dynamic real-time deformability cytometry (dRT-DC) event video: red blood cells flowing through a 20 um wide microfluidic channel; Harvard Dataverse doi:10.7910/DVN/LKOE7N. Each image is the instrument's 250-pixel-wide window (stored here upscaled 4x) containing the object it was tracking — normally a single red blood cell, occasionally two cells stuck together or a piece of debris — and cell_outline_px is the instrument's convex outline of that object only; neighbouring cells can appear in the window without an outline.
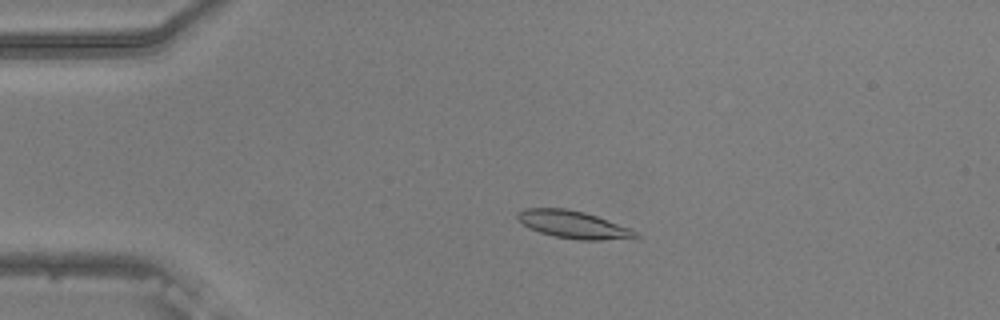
{"species": "common noctule bat (a hibernating species)", "species_latin": "Nyctalus noctula", "temperature_condition": "warm", "stored_images_in_passage": 54, "camera_frame_rate_fps": 3000, "um_per_image_px": 0.085, "animal": {"sex": "male", "body_mass_g": 20.5, "forearm_length_mm": 52.5}, "frame": {"image": 1, "passage_image": 12, "time_ms": 3.667, "image_size_px": [1000, 320], "cell_outline_px": [[640, 236], [636, 240], [580, 240], [556, 236], [540, 232], [524, 224], [516, 216], [516, 212], [524, 208], [564, 208], [584, 212], [632, 228], [640, 232]], "centroid_in_image_um": [48.87, 19.11], "position_along_channel_um": 36.1, "area_um2": 19.19}}
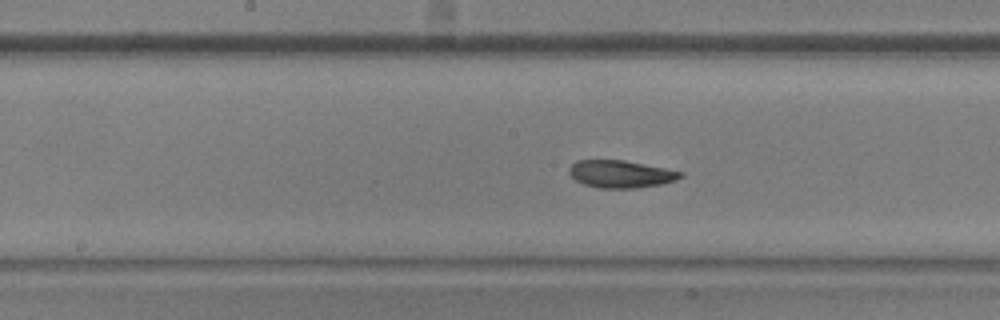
{"frame": {"image": 2, "passage_image": 28, "time_ms": 9.0, "image_size_px": [1000, 320], "cell_outline_px": [[684, 176], [676, 180], [660, 184], [640, 188], [596, 188], [584, 184], [576, 180], [568, 172], [568, 168], [576, 160], [624, 160], [684, 172]], "centroid_in_image_um": [52.76, 14.79], "position_along_channel_um": 195.4, "area_um2": 17.86}}
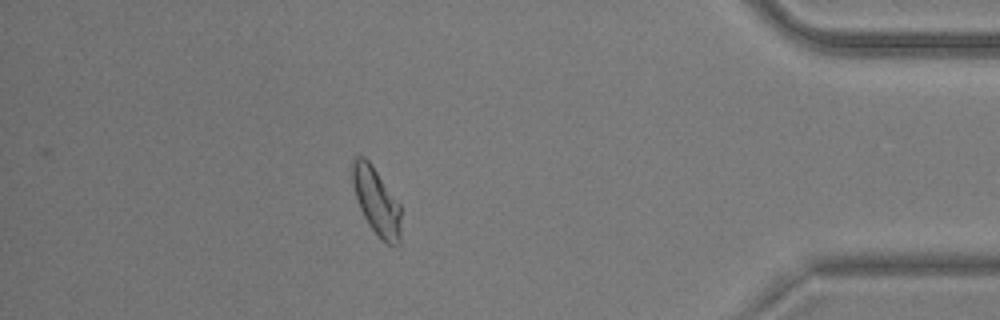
{"frame": {"image": 3, "passage_image": 48, "time_ms": 15.667, "image_size_px": [1000, 320], "cell_outline_px": [[400, 244], [388, 244], [380, 240], [368, 224], [360, 208], [352, 184], [352, 164], [356, 156], [364, 156], [368, 160], [400, 204]], "centroid_in_image_um": [31.99, 17.13], "position_along_channel_um": 403.2, "area_um2": 18.79}, "authors_computed_cell_mechanics": {"area_um2": 18.5827, "velocity_mm_per_s": 3.7269, "shape_relaxation_time_tau1_ms": 2.6483, "shape_relaxation_time_tau2_ms": 1.2765, "deformation_change_tau1": 0.1157, "deformation_change_tau2": 0.0545}}